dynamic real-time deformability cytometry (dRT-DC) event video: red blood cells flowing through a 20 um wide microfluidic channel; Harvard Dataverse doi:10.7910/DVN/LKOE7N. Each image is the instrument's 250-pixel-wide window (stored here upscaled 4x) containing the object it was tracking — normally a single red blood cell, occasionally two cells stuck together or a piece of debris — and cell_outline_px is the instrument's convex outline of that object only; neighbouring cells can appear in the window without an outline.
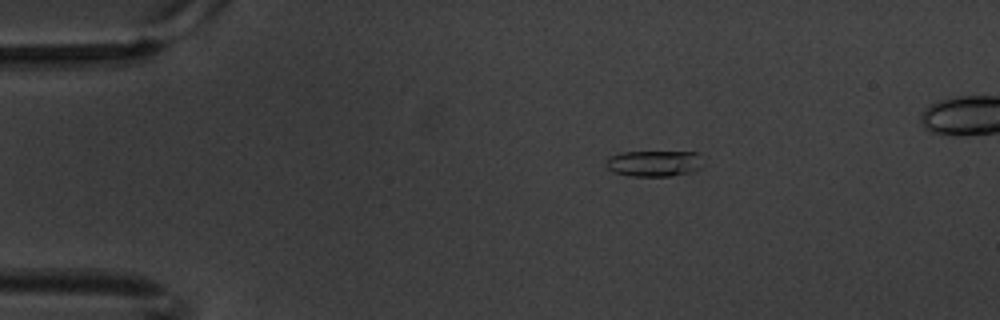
{"species": "common noctule bat (a hibernating species)", "species_latin": "Nyctalus noctula", "temperature_condition": "warm", "stored_images_in_passage": 4, "camera_frame_rate_fps": 3000, "um_per_image_px": 0.085, "animal": {"sex": "male", "body_mass_g": 20.1, "forearm_length_mm": 53.5}, "frame": {"image": 1, "passage_image": 1, "time_ms": 0.0, "image_size_px": [1000, 320], "cell_outline_px": [[700, 168], [692, 172], [672, 176], [632, 176], [616, 172], [608, 168], [604, 164], [604, 160], [608, 156], [624, 152], [696, 152], [700, 156]], "centroid_in_image_um": [55.56, 13.89], "position_along_channel_um": 29.4, "area_um2": 14.68}}